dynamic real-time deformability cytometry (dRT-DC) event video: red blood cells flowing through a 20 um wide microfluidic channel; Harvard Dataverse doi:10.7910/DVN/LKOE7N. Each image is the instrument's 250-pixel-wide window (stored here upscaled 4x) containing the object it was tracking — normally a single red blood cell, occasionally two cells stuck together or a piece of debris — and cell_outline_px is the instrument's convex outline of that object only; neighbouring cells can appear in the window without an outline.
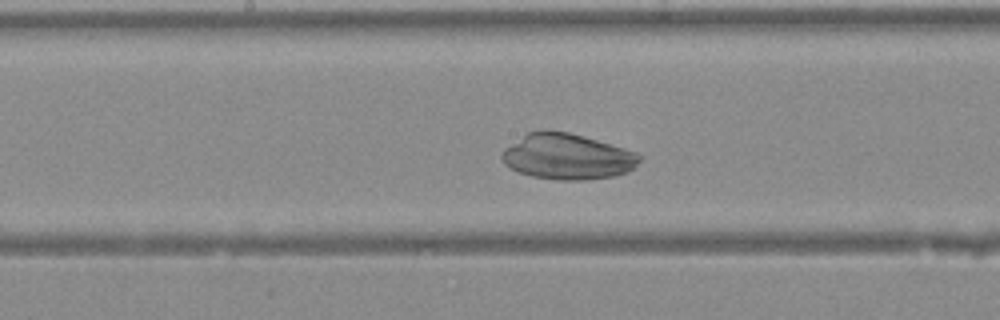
{"species": "Egyptian fruit bat (a non-hibernating species)", "species_latin": "Rousettus aegyptiacus", "temperature_condition": "warm", "stored_images_in_passage": 39, "camera_frame_rate_fps": 3000, "um_per_image_px": 0.085, "animal": {"sex": "female"}, "frame": {"image": 1, "passage_image": 19, "time_ms": 6.0, "image_size_px": [1000, 320], "cell_outline_px": [[640, 160], [628, 172], [612, 176], [588, 180], [560, 180], [532, 176], [520, 172], [504, 164], [500, 156], [504, 148], [528, 132], [544, 128], [568, 132], [584, 136], [624, 148], [636, 152], [640, 156]], "centroid_in_image_um": [48.19, 13.29], "position_along_channel_um": 200.0, "area_um2": 36.7}}
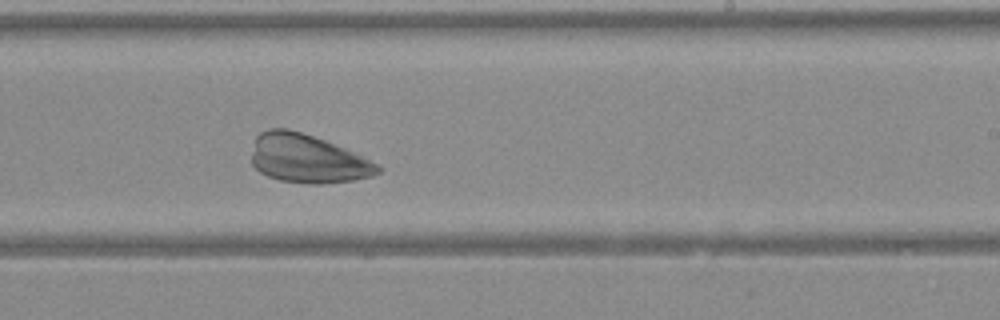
{"frame": {"image": 2, "passage_image": 23, "time_ms": 7.333, "image_size_px": [1000, 320], "cell_outline_px": [[384, 168], [380, 172], [372, 176], [352, 180], [324, 184], [308, 184], [280, 180], [268, 176], [260, 172], [252, 164], [252, 152], [256, 136], [260, 132], [268, 128], [288, 128], [324, 140], [356, 152], [380, 164]], "centroid_in_image_um": [26.17, 13.49], "position_along_channel_um": 262.8, "area_um2": 35.95}}
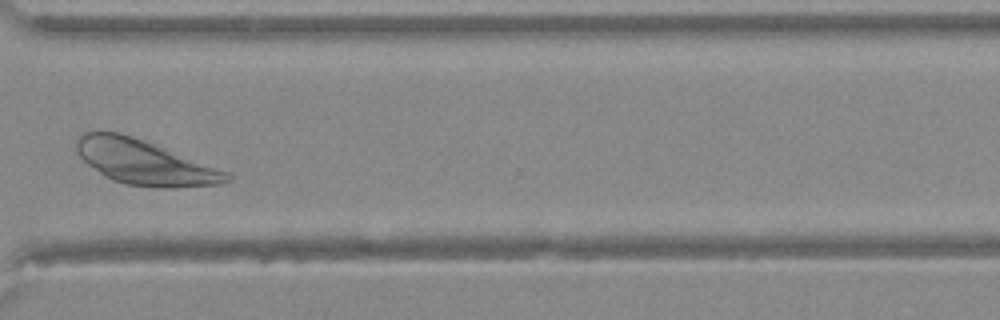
{"frame": {"image": 3, "passage_image": 29, "time_ms": 9.333, "image_size_px": [1000, 320], "cell_outline_px": [[232, 180], [224, 184], [176, 188], [156, 188], [124, 184], [112, 180], [104, 176], [88, 164], [76, 152], [76, 140], [84, 132], [120, 132], [132, 136], [228, 172], [232, 176]], "centroid_in_image_um": [12.29, 13.82], "position_along_channel_um": 358.3, "area_um2": 38.96}}